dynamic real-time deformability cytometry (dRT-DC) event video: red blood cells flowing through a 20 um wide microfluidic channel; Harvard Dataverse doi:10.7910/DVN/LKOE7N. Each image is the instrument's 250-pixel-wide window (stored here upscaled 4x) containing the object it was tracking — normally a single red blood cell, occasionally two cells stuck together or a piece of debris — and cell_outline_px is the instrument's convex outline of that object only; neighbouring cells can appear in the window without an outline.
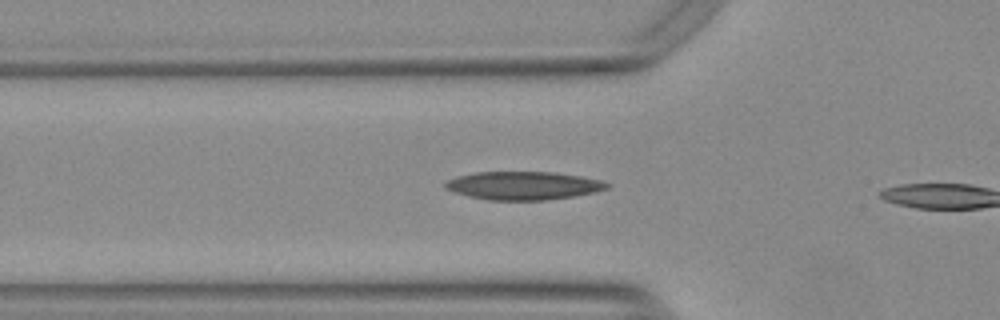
{"species": "Egyptian fruit bat (a non-hibernating species)", "species_latin": "Rousettus aegyptiacus", "temperature_condition": "warm", "stored_images_in_passage": 14, "camera_frame_rate_fps": 3000, "um_per_image_px": 0.085, "animal": {"sex": "female"}, "frame": {"image": 1, "passage_image": 2, "time_ms": 0.333, "image_size_px": [1000, 320], "cell_outline_px": [[608, 188], [596, 192], [548, 200], [488, 200], [468, 196], [444, 188], [444, 184], [448, 180], [456, 176], [476, 172], [552, 172], [580, 176], [600, 180], [608, 184]], "centroid_in_image_um": [44.46, 15.78], "position_along_channel_um": 81.3, "area_um2": 26.47}}
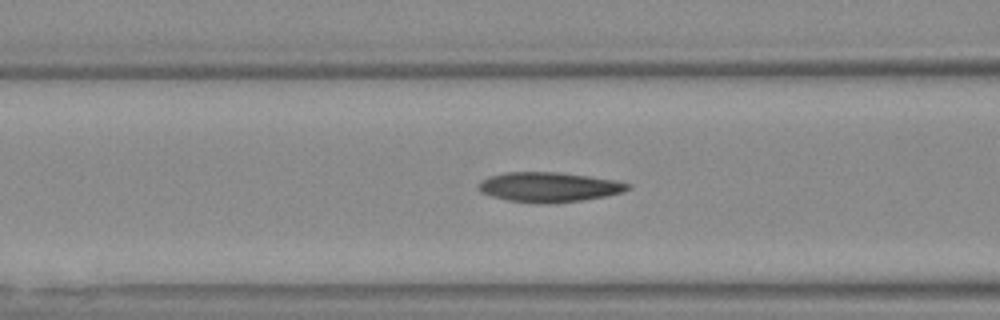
{"frame": {"image": 2, "passage_image": 5, "time_ms": 1.333, "image_size_px": [1000, 320], "cell_outline_px": [[632, 188], [624, 192], [604, 196], [580, 200], [508, 200], [492, 196], [480, 192], [480, 184], [488, 176], [504, 172], [560, 172], [616, 180], [632, 184]], "centroid_in_image_um": [46.73, 15.84], "position_along_channel_um": 119.9, "area_um2": 24.74}}
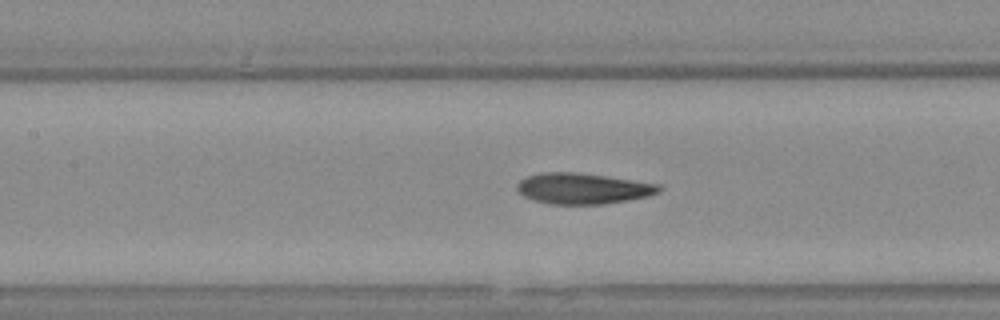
{"frame": {"image": 3, "passage_image": 8, "time_ms": 2.333, "image_size_px": [1000, 320], "cell_outline_px": [[664, 188], [660, 192], [648, 196], [628, 200], [604, 204], [548, 204], [532, 200], [524, 196], [516, 188], [516, 184], [520, 180], [528, 176], [544, 172], [576, 172], [660, 184]], "centroid_in_image_um": [49.55, 16.03], "position_along_channel_um": 157.9, "area_um2": 25.55}}